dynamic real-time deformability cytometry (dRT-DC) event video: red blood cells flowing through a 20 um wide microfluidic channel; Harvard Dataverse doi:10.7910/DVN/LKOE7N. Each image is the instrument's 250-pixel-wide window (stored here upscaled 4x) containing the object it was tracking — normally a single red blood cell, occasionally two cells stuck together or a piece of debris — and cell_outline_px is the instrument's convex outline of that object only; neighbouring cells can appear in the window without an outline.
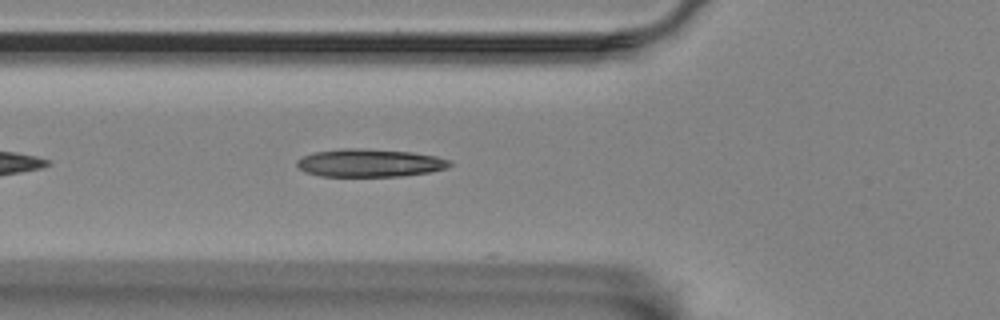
{"species": "Egyptian fruit bat (a non-hibernating species)", "species_latin": "Rousettus aegyptiacus", "temperature_condition": "room temperature", "stored_images_in_passage": 33, "camera_frame_rate_fps": 3000, "um_per_image_px": 0.085, "animal": {"sex": "female"}, "frame": {"image": 1, "passage_image": 3, "time_ms": 0.667, "image_size_px": [1000, 320], "cell_outline_px": [[452, 164], [448, 168], [428, 172], [400, 176], [320, 176], [304, 172], [296, 164], [296, 160], [304, 156], [316, 152], [340, 148], [364, 148], [412, 152], [436, 156], [448, 160]], "centroid_in_image_um": [31.41, 13.84], "position_along_channel_um": 94.4, "area_um2": 24.85}}
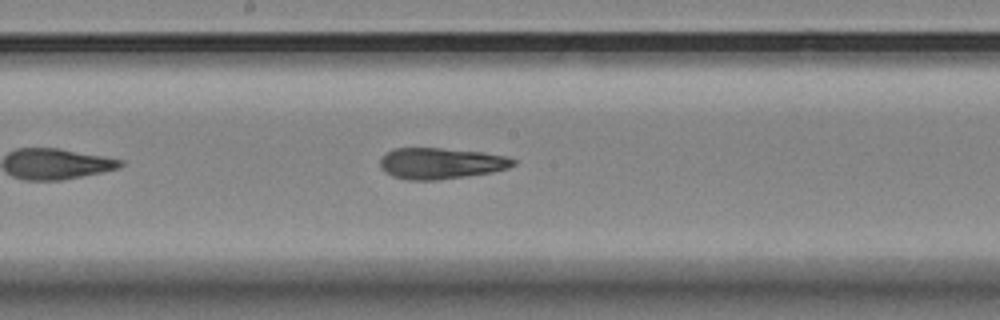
{"frame": {"image": 2, "passage_image": 13, "time_ms": 4.0, "image_size_px": [1000, 320], "cell_outline_px": [[516, 164], [508, 168], [492, 172], [436, 180], [408, 180], [392, 176], [384, 172], [380, 168], [380, 160], [392, 148], [440, 148], [484, 152], [508, 156], [516, 160]], "centroid_in_image_um": [37.48, 13.88], "position_along_channel_um": 210.7, "area_um2": 24.22}}
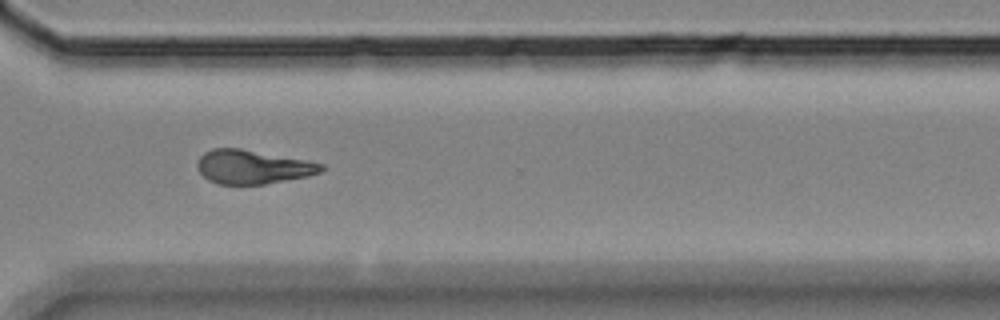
{"frame": {"image": 3, "passage_image": 25, "time_ms": 8.0, "image_size_px": [1000, 320], "cell_outline_px": [[324, 168], [320, 172], [308, 176], [264, 184], [216, 184], [208, 180], [200, 172], [196, 164], [200, 156], [204, 152], [212, 148], [240, 148], [308, 160], [324, 164]], "centroid_in_image_um": [21.47, 14.18], "position_along_channel_um": 349.1, "area_um2": 24.51}, "authors_computed_cell_mechanics": {"area_um2": 24.276, "velocity_mm_per_s": 3.4635, "shape_relaxation_time_tau1_ms": 7.5363, "shape_relaxation_time_tau2_ms": 3.0353, "deformation_change_tau1": 0.2294, "deformation_change_tau2": 0.1347}}